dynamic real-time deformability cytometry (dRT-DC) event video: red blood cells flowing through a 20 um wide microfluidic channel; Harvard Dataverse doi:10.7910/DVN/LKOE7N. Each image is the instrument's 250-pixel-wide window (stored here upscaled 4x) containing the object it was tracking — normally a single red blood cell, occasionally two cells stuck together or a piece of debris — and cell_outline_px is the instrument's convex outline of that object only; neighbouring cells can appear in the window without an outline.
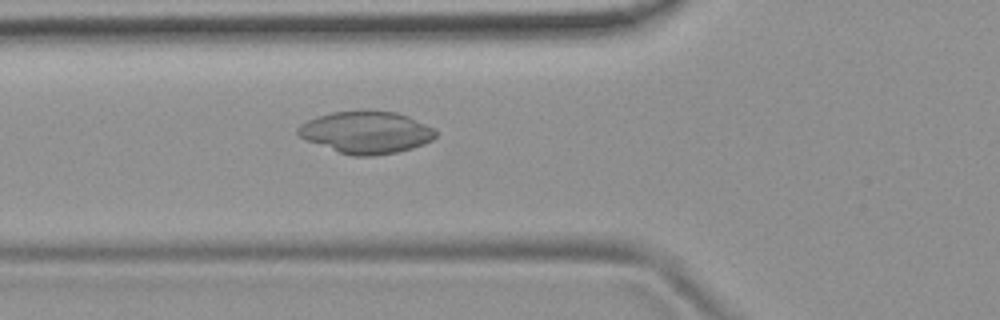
{"species": "common noctule bat (a hibernating species)", "species_latin": "Nyctalus noctula", "temperature_condition": "room temperature", "stored_images_in_passage": 54, "camera_frame_rate_fps": 3000, "um_per_image_px": 0.085, "animal": {"sex": "female", "body_mass_g": 19.9}, "frame": {"image": 1, "passage_image": 20, "time_ms": 6.333, "image_size_px": [1000, 320], "cell_outline_px": [[436, 136], [432, 140], [424, 144], [412, 148], [396, 152], [372, 156], [352, 156], [304, 140], [296, 132], [296, 128], [300, 124], [316, 116], [332, 112], [364, 108], [396, 112], [408, 116], [432, 128], [436, 132]], "centroid_in_image_um": [31.08, 11.22], "position_along_channel_um": 94.7, "area_um2": 34.28}}
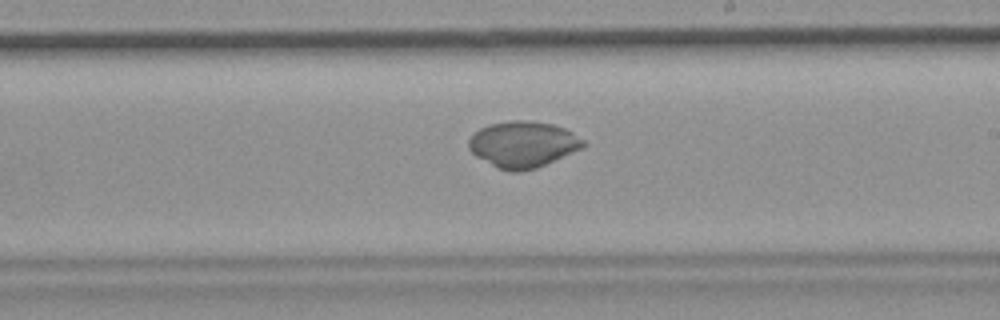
{"frame": {"image": 2, "passage_image": 32, "time_ms": 10.333, "image_size_px": [1000, 320], "cell_outline_px": [[588, 144], [584, 148], [536, 168], [520, 172], [508, 172], [496, 168], [476, 156], [468, 148], [468, 140], [480, 128], [488, 124], [508, 120], [528, 120], [552, 124], [564, 128], [572, 132], [584, 140]], "centroid_in_image_um": [44.46, 12.27], "position_along_channel_um": 244.5, "area_um2": 31.15}}
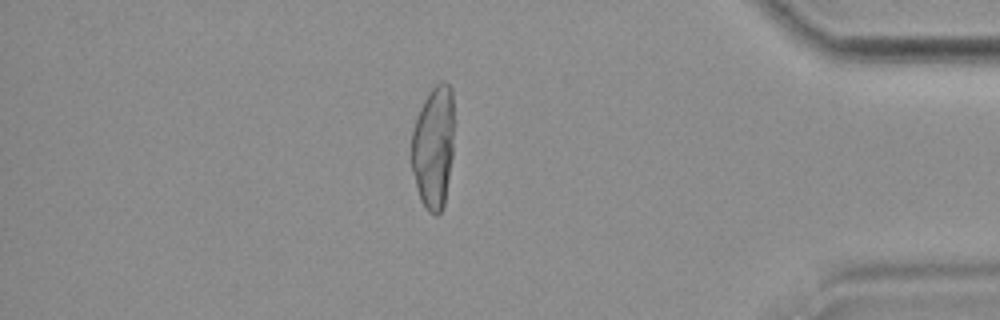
{"frame": {"image": 3, "passage_image": 47, "time_ms": 15.333, "image_size_px": [1000, 320], "cell_outline_px": [[452, 156], [444, 208], [436, 216], [428, 212], [424, 208], [420, 200], [416, 188], [412, 172], [412, 132], [420, 108], [428, 92], [440, 80], [444, 80], [452, 88]], "centroid_in_image_um": [36.83, 12.55], "position_along_channel_um": 398.4, "area_um2": 30.58}}